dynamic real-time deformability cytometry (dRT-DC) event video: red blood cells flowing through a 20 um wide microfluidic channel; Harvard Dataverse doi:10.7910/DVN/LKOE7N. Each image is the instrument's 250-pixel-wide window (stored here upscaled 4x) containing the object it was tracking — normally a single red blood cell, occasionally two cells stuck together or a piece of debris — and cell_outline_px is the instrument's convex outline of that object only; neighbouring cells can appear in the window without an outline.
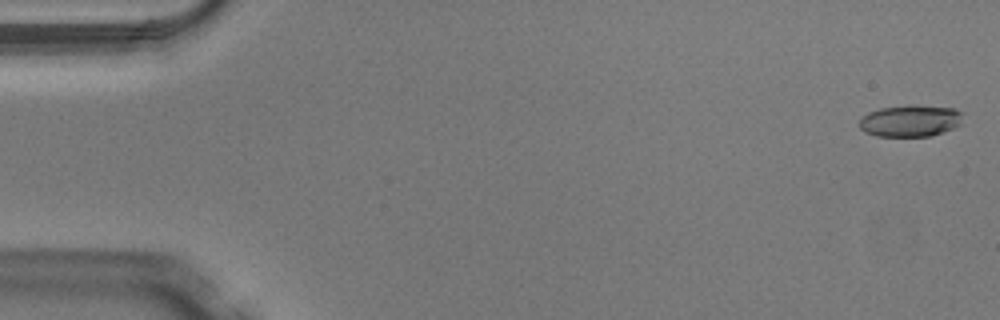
{"species": "Egyptian fruit bat (a non-hibernating species)", "species_latin": "Rousettus aegyptiacus", "temperature_condition": "warm", "stored_images_in_passage": 49, "camera_frame_rate_fps": 3000, "um_per_image_px": 0.085, "animal": {"sex": "male"}, "frame": {"image": 1, "passage_image": 1, "time_ms": 0.0, "image_size_px": [1000, 320], "cell_outline_px": [[964, 112], [960, 124], [952, 128], [928, 136], [876, 136], [860, 128], [860, 120], [868, 112], [880, 108], [912, 104], [916, 104], [956, 108]], "centroid_in_image_um": [77.42, 10.24], "position_along_channel_um": 7.6, "area_um2": 19.19}}
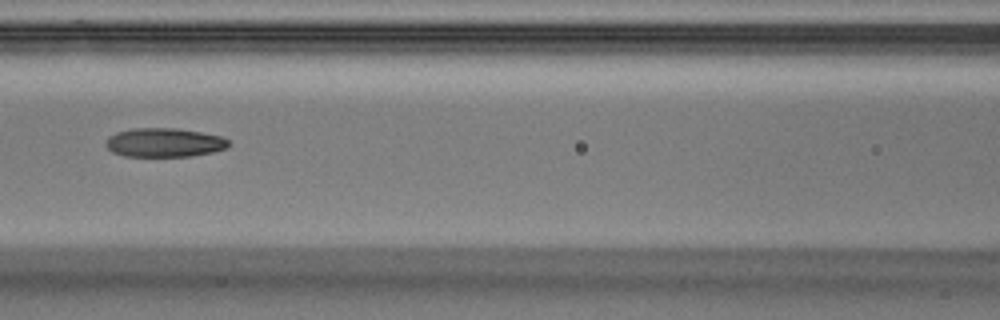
{"frame": {"image": 2, "passage_image": 22, "time_ms": 7.0, "image_size_px": [1000, 320], "cell_outline_px": [[228, 148], [212, 152], [192, 156], [124, 156], [112, 152], [104, 144], [108, 136], [116, 132], [132, 128], [176, 128], [200, 132], [220, 136], [228, 140]], "centroid_in_image_um": [13.92, 12.11], "position_along_channel_um": 152.7, "area_um2": 20.75}}
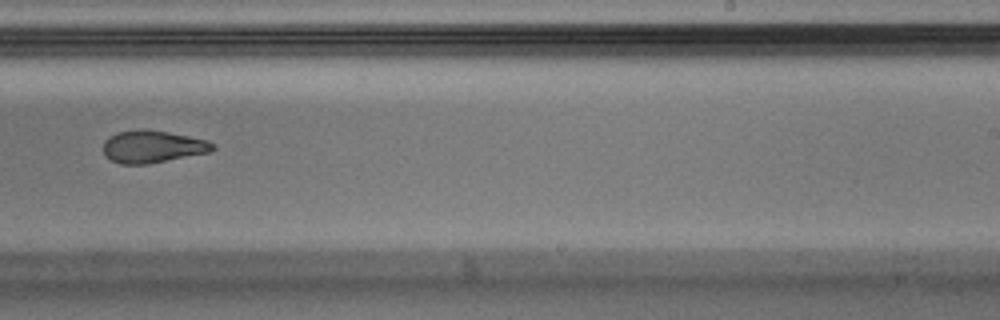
{"frame": {"image": 3, "passage_image": 31, "time_ms": 10.0, "image_size_px": [1000, 320], "cell_outline_px": [[216, 148], [208, 152], [148, 164], [120, 164], [104, 156], [104, 140], [108, 136], [116, 132], [140, 128], [148, 128], [208, 140], [216, 144]], "centroid_in_image_um": [12.94, 12.44], "position_along_channel_um": 276.1, "area_um2": 20.87}, "authors_computed_cell_mechanics": {"area_um2": 20.9236, "velocity_mm_per_s": 4.1265, "shape_relaxation_time_tau1_ms": 4.5197, "shape_relaxation_time_tau2_ms": 3.3195, "deformation_change_tau1": 0.1895, "deformation_change_tau2": 0.1208}}